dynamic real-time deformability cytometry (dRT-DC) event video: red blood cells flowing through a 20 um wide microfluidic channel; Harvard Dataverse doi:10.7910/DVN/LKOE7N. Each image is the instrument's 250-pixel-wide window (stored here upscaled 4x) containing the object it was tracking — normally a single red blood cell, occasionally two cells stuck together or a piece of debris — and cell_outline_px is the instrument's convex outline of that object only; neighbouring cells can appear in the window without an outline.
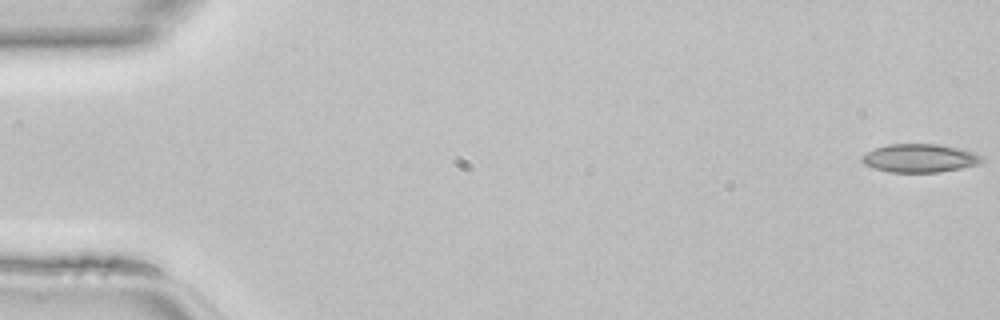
{"species": "common noctule bat (a hibernating species)", "species_latin": "Nyctalus noctula", "temperature_condition": "room temperature", "stored_images_in_passage": 46, "camera_frame_rate_fps": 3000, "um_per_image_px": 0.085, "animal": {"sex": "female", "body_mass_g": 22.7, "forearm_length_mm": 54.2}, "frame": {"image": 1, "passage_image": 1, "time_ms": 0.0, "image_size_px": [1000, 320], "cell_outline_px": [[984, 160], [980, 164], [940, 172], [888, 172], [864, 164], [860, 160], [860, 156], [872, 148], [888, 144], [936, 144], [956, 148], [972, 152], [984, 156]], "centroid_in_image_um": [78.14, 13.44], "position_along_channel_um": 6.9, "area_um2": 19.88}}
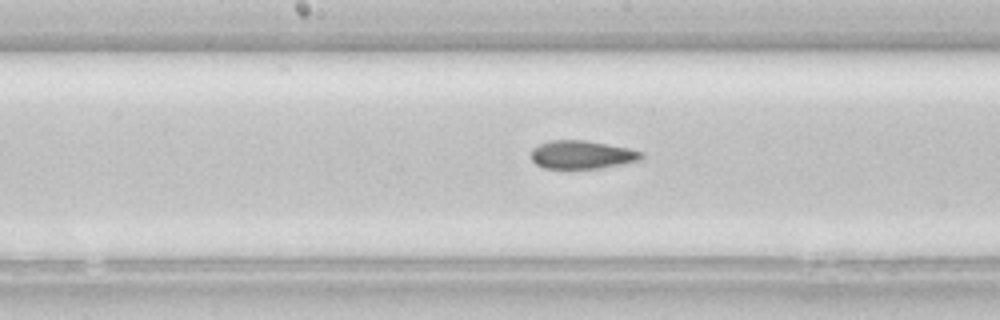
{"frame": {"image": 2, "passage_image": 24, "time_ms": 7.667, "image_size_px": [1000, 320], "cell_outline_px": [[644, 156], [640, 160], [600, 168], [544, 168], [536, 164], [532, 160], [532, 148], [540, 144], [552, 140], [584, 140], [628, 148], [644, 152]], "centroid_in_image_um": [49.47, 13.15], "position_along_channel_um": 198.7, "area_um2": 17.98}}
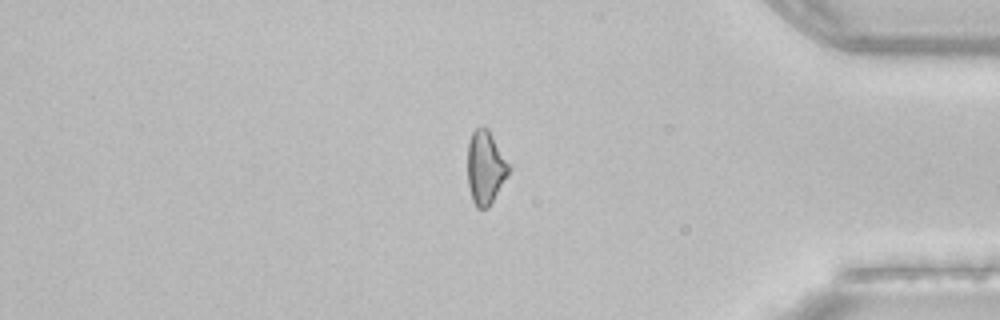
{"frame": {"image": 3, "passage_image": 39, "time_ms": 12.667, "image_size_px": [1000, 320], "cell_outline_px": [[512, 168], [508, 176], [488, 208], [476, 208], [472, 200], [468, 188], [468, 140], [472, 132], [476, 128], [488, 128]], "centroid_in_image_um": [41.27, 14.26], "position_along_channel_um": 393.9, "area_um2": 17.8}}